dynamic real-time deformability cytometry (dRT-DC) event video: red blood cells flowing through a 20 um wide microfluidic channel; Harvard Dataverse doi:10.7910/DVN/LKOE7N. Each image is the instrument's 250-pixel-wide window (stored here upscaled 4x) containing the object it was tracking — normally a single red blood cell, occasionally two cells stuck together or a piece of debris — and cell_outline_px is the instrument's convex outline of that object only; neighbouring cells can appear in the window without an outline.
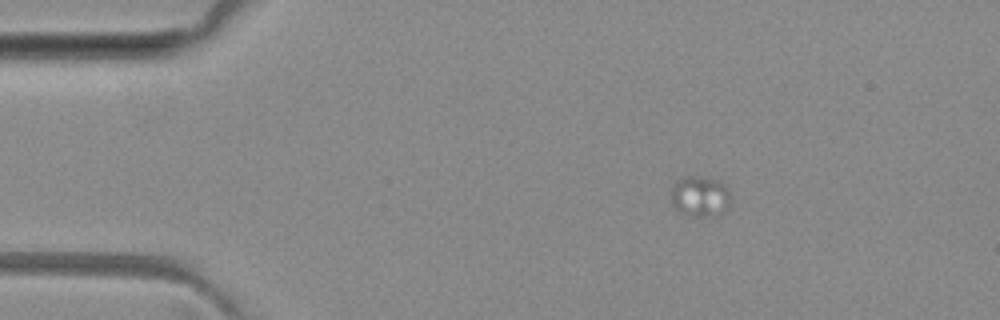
{"species": "common noctule bat (a hibernating species)", "species_latin": "Nyctalus noctula", "temperature_condition": "room temperature", "stored_images_in_passage": 3, "camera_frame_rate_fps": 3000, "um_per_image_px": 0.085, "animal": {"sex": "female", "body_mass_g": 29.2, "forearm_length_mm": 56.3}, "frame": {"image": 1, "passage_image": 1, "time_ms": 0.0, "image_size_px": [1000, 320], "cell_outline_px": [[728, 208], [704, 216], [688, 216], [680, 212], [672, 204], [672, 188], [676, 180], [684, 176], [696, 176], [716, 180], [724, 184], [728, 192]], "centroid_in_image_um": [59.43, 16.66], "position_along_channel_um": 25.6, "area_um2": 13.58}}
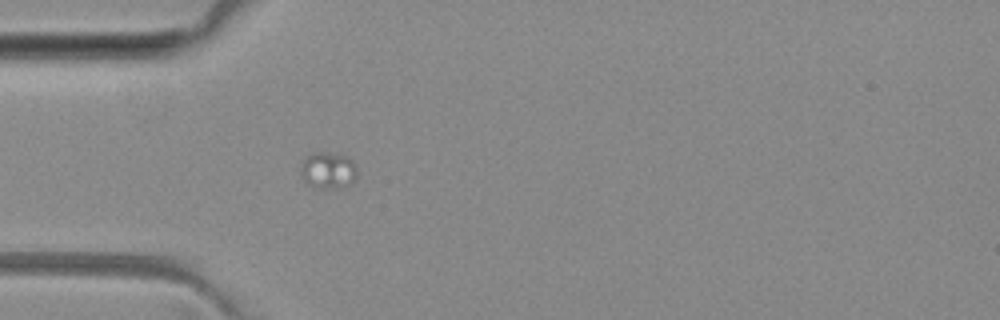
{"frame": {"image": 2, "passage_image": 3, "time_ms": 2.333, "image_size_px": [1000, 320], "cell_outline_px": [[356, 180], [336, 188], [312, 188], [304, 180], [300, 168], [304, 160], [312, 152], [324, 152], [344, 156], [352, 160], [356, 168]], "centroid_in_image_um": [27.87, 14.49], "position_along_channel_um": 57.1, "area_um2": 11.79}}